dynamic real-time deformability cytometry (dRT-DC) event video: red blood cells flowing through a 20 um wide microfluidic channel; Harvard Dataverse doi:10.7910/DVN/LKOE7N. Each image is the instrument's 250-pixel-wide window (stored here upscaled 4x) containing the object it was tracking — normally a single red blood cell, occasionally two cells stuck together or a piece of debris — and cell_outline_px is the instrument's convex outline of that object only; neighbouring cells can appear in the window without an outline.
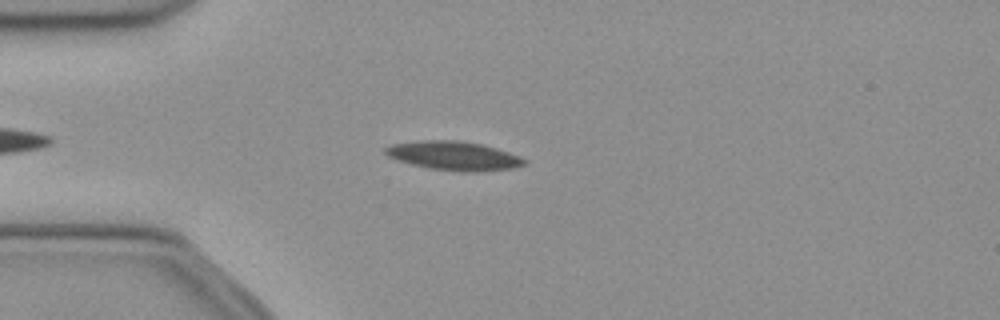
{"species": "common noctule bat (a hibernating species)", "species_latin": "Nyctalus noctula", "temperature_condition": "cold", "stored_images_in_passage": 16, "camera_frame_rate_fps": 3000, "um_per_image_px": 0.085, "animal": {"sex": "female", "body_mass_g": 21.9}, "frame": {"image": 1, "passage_image": 3, "time_ms": 0.667, "image_size_px": [1000, 320], "cell_outline_px": [[528, 164], [516, 168], [472, 172], [464, 172], [428, 168], [396, 160], [388, 156], [384, 152], [384, 148], [392, 144], [416, 140], [460, 140], [480, 144], [496, 148], [520, 156], [528, 160]], "centroid_in_image_um": [38.59, 13.24], "position_along_channel_um": 46.4, "area_um2": 23.64}}
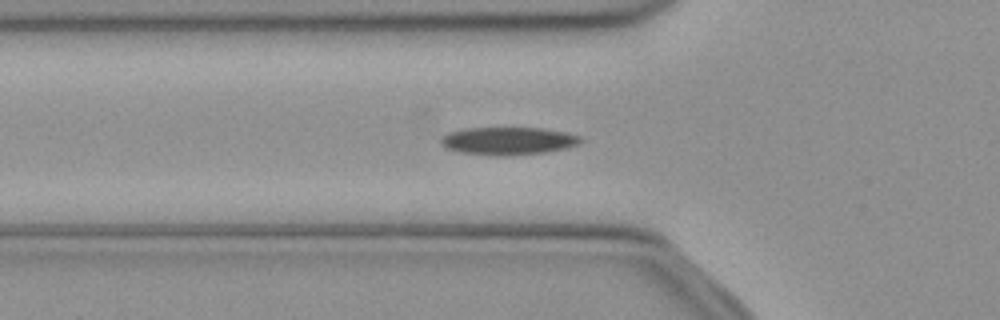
{"frame": {"image": 2, "passage_image": 7, "time_ms": 2.0, "image_size_px": [1000, 320], "cell_outline_px": [[584, 140], [580, 144], [564, 148], [544, 152], [504, 156], [496, 156], [460, 152], [448, 148], [440, 144], [440, 140], [448, 132], [464, 128], [540, 128], [568, 132], [580, 136]], "centroid_in_image_um": [43.21, 11.97], "position_along_channel_um": 82.6, "area_um2": 22.6}}
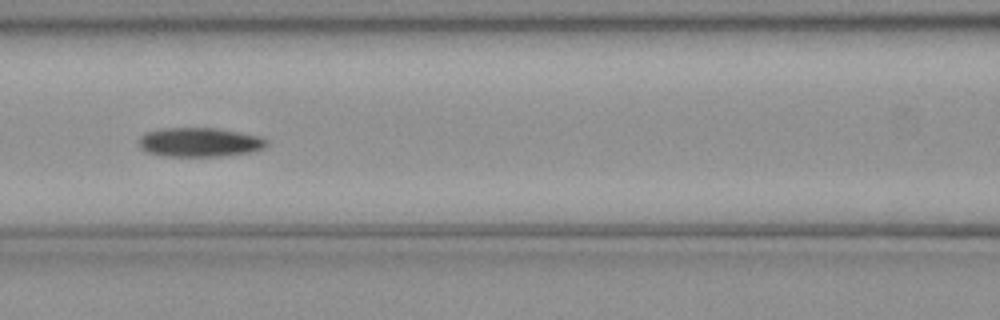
{"frame": {"image": 3, "passage_image": 12, "time_ms": 3.667, "image_size_px": [1000, 320], "cell_outline_px": [[268, 144], [264, 148], [252, 152], [220, 156], [160, 156], [148, 152], [140, 148], [140, 136], [144, 132], [164, 128], [216, 128], [240, 132], [260, 136], [268, 140]], "centroid_in_image_um": [16.98, 12.09], "position_along_channel_um": 149.6, "area_um2": 21.85}}